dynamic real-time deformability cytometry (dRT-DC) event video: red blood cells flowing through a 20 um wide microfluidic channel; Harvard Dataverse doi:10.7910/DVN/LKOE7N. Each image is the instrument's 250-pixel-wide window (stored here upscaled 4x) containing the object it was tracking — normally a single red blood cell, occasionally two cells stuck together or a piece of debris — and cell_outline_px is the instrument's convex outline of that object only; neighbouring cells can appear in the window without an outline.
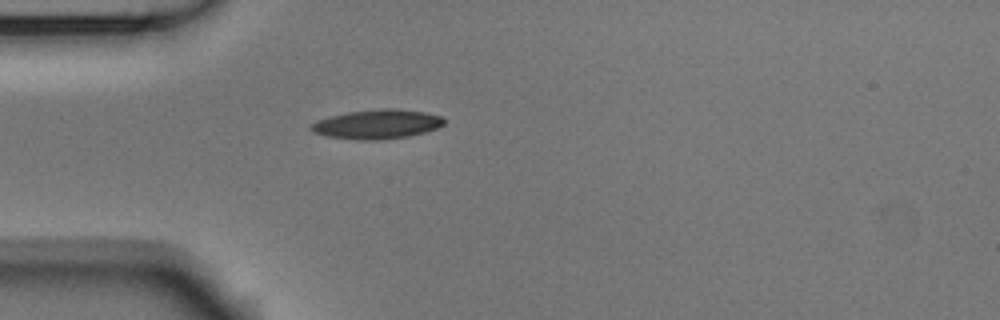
{"species": "Egyptian fruit bat (a non-hibernating species)", "species_latin": "Rousettus aegyptiacus", "temperature_condition": "room temperature", "stored_images_in_passage": 39, "camera_frame_rate_fps": 3000, "um_per_image_px": 0.085, "animal": {"sex": "male"}, "frame": {"image": 1, "passage_image": 1, "time_ms": 0.0, "image_size_px": [1000, 320], "cell_outline_px": [[444, 124], [436, 128], [424, 132], [408, 136], [380, 140], [360, 140], [328, 136], [312, 132], [308, 128], [316, 120], [348, 112], [384, 108], [392, 108], [424, 112], [440, 116], [444, 120]], "centroid_in_image_um": [32.03, 10.56], "position_along_channel_um": 53.0, "area_um2": 22.48}}
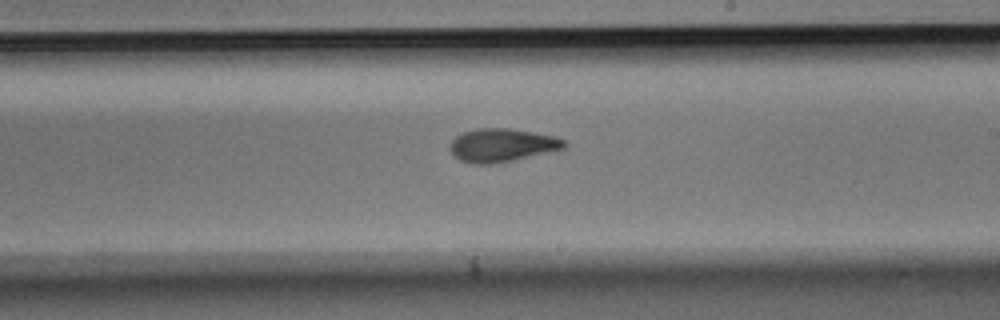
{"frame": {"image": 2, "passage_image": 17, "time_ms": 5.333, "image_size_px": [1000, 320], "cell_outline_px": [[568, 144], [564, 148], [512, 160], [492, 164], [472, 164], [460, 160], [448, 148], [452, 140], [456, 136], [464, 132], [476, 128], [508, 128], [556, 136], [564, 140]], "centroid_in_image_um": [42.65, 12.33], "position_along_channel_um": 246.4, "area_um2": 21.96}}
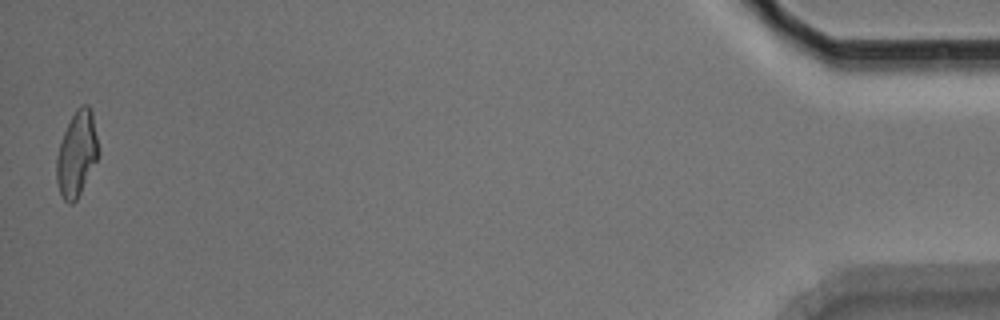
{"frame": {"image": 3, "passage_image": 39, "time_ms": 12.667, "image_size_px": [1000, 320], "cell_outline_px": [[100, 152], [76, 200], [72, 204], [68, 204], [64, 200], [60, 192], [56, 180], [56, 156], [64, 132], [76, 108], [80, 104], [88, 104], [92, 112]], "centroid_in_image_um": [6.52, 13.05], "position_along_channel_um": 428.7, "area_um2": 20.58}, "authors_computed_cell_mechanics": {"area_um2": 21.5016, "velocity_mm_per_s": 3.7532, "shape_relaxation_time_tau1_ms": 4.8243, "shape_relaxation_time_tau2_ms": 2.8507, "deformation_change_tau1": 0.1638, "deformation_change_tau2": 0.0963}}